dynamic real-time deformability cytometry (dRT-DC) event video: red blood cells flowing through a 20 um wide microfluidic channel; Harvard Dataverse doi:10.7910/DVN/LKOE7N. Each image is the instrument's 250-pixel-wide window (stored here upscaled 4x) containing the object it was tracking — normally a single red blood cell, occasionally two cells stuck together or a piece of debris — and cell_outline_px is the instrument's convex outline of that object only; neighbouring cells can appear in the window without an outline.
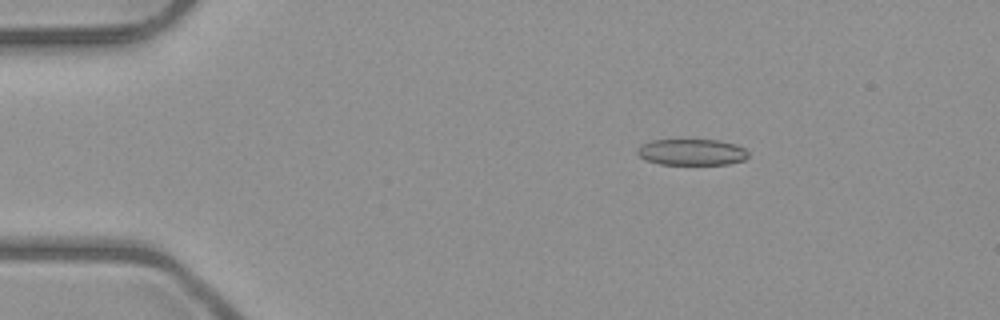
{"species": "common noctule bat (a hibernating species)", "species_latin": "Nyctalus noctula", "temperature_condition": "room temperature", "stored_images_in_passage": 2, "camera_frame_rate_fps": 3000, "um_per_image_px": 0.085, "animal": {"sex": "male", "body_mass_g": 23.1, "forearm_length_mm": 52.7}, "frame": {"image": 1, "passage_image": 2, "time_ms": 2.0, "image_size_px": [1000, 320], "cell_outline_px": [[748, 156], [744, 160], [728, 164], [660, 164], [644, 160], [636, 152], [644, 144], [652, 140], [720, 140], [736, 144], [744, 148], [748, 152]], "centroid_in_image_um": [58.83, 12.93], "position_along_channel_um": 26.2, "area_um2": 16.88}}